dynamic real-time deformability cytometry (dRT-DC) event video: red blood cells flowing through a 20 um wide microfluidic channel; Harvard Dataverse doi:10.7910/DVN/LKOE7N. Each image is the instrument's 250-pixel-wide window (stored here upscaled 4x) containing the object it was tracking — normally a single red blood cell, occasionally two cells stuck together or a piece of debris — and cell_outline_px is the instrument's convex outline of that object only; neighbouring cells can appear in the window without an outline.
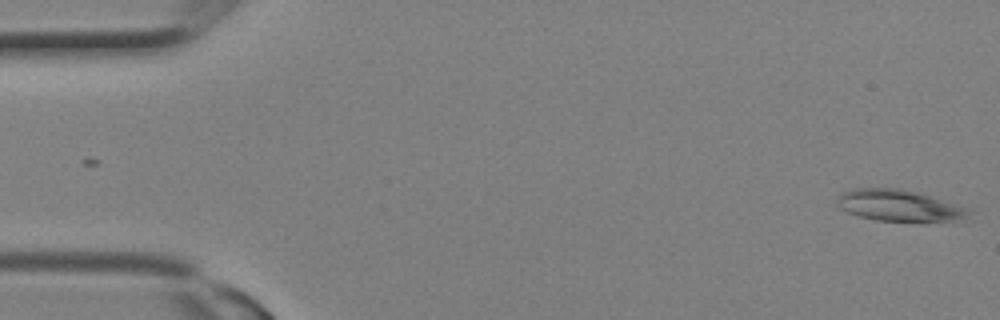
{"species": "Egyptian fruit bat (a non-hibernating species)", "species_latin": "Rousettus aegyptiacus", "temperature_condition": "room temperature", "stored_images_in_passage": 2, "camera_frame_rate_fps": 3000, "um_per_image_px": 0.085, "animal": {"sex": "female"}, "frame": {"image": 1, "passage_image": 2, "time_ms": 0.333, "image_size_px": [1000, 320], "cell_outline_px": [[968, 212], [964, 216], [952, 220], [876, 220], [860, 216], [848, 212], [840, 208], [836, 204], [836, 196], [840, 192], [852, 188], [900, 188], [920, 192], [968, 208]], "centroid_in_image_um": [76.29, 17.42], "position_along_channel_um": 8.7, "area_um2": 23.64}}